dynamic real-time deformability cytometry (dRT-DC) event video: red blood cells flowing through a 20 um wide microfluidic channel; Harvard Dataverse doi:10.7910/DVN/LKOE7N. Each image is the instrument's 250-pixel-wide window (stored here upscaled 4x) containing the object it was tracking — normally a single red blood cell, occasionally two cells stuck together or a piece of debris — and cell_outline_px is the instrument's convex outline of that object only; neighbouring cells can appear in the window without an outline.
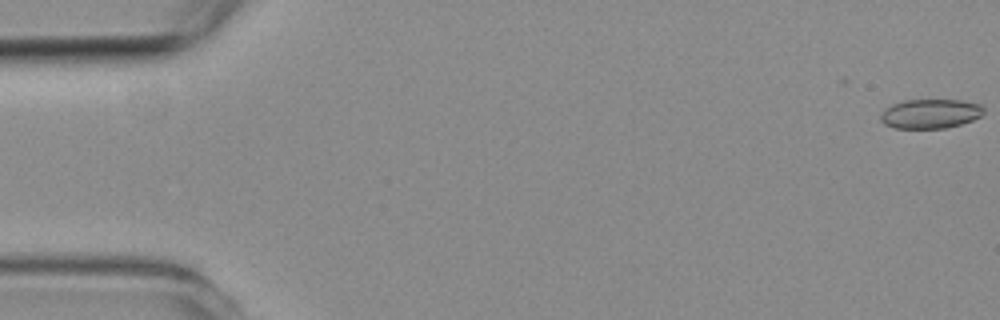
{"species": "common noctule bat (a hibernating species)", "species_latin": "Nyctalus noctula", "temperature_condition": "room temperature", "stored_images_in_passage": 5, "camera_frame_rate_fps": 3000, "um_per_image_px": 0.085, "animal": {"sex": "female", "body_mass_g": 19.3, "forearm_length_mm": 54.1}, "frame": {"image": 1, "passage_image": 1, "time_ms": 0.0, "image_size_px": [1000, 320], "cell_outline_px": [[984, 112], [980, 116], [972, 120], [960, 124], [944, 128], [892, 128], [884, 124], [880, 120], [880, 112], [884, 108], [892, 104], [904, 100], [960, 100], [984, 104]], "centroid_in_image_um": [79.06, 9.66], "position_along_channel_um": 5.9, "area_um2": 17.86}}
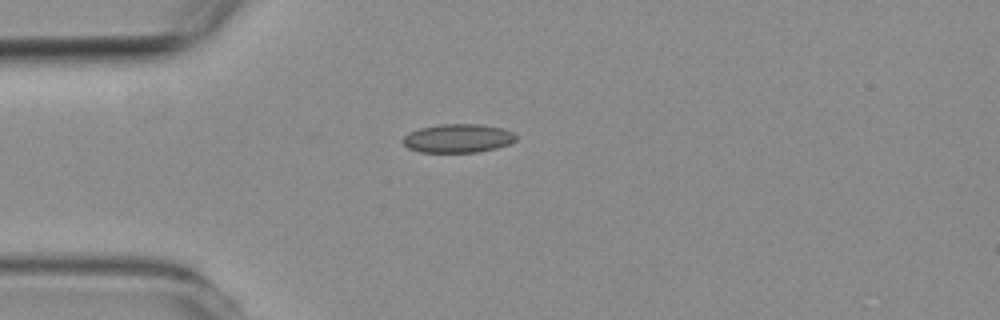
{"frame": {"image": 2, "passage_image": 4, "time_ms": 4.333, "image_size_px": [1000, 320], "cell_outline_px": [[516, 140], [508, 144], [496, 148], [476, 152], [420, 152], [408, 148], [400, 140], [408, 132], [420, 128], [440, 124], [480, 124], [500, 128], [512, 132], [516, 136]], "centroid_in_image_um": [38.88, 11.75], "position_along_channel_um": 46.1, "area_um2": 18.84}}